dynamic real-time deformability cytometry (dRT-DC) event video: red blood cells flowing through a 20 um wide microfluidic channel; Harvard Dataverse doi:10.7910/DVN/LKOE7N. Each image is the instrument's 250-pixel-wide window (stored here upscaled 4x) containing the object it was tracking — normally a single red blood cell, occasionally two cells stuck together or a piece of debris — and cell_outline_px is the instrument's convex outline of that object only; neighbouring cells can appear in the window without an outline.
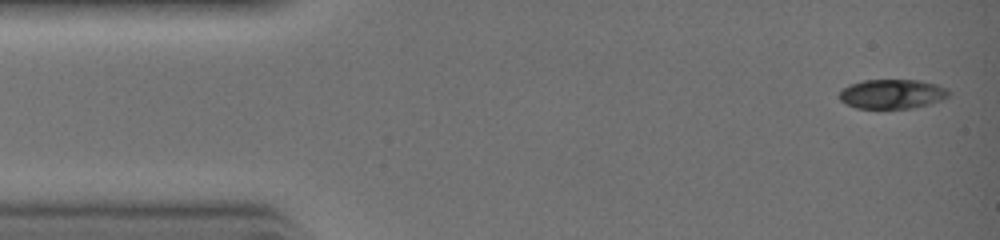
{"species": "common noctule bat (a hibernating species)", "species_latin": "Nyctalus noctula", "temperature_condition": "warm", "stored_images_in_passage": 32, "camera_frame_rate_fps": 3000, "um_per_image_px": 0.085, "animal": {"sex": "female", "body_mass_g": 19.0, "forearm_length_mm": 51.5}, "frame": {"image": 1, "passage_image": 1, "time_ms": 0.0, "image_size_px": [1000, 240], "cell_outline_px": [[952, 92], [948, 96], [940, 100], [928, 104], [912, 108], [856, 108], [840, 100], [836, 96], [848, 84], [864, 80], [920, 80], [936, 84], [948, 88]], "centroid_in_image_um": [75.83, 7.98], "position_along_channel_um": 9.2, "area_um2": 18.84}}
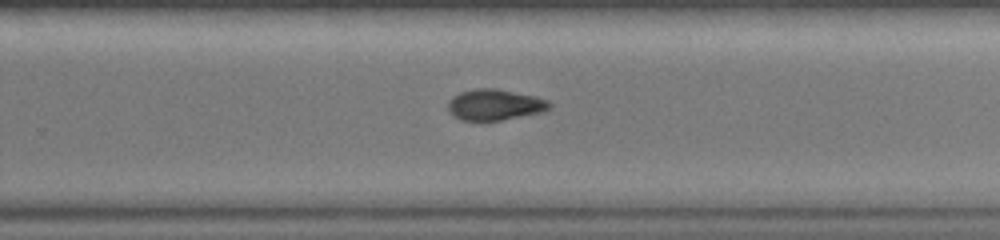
{"frame": {"image": 2, "passage_image": 20, "time_ms": 6.333, "image_size_px": [1000, 240], "cell_outline_px": [[552, 108], [544, 112], [500, 120], [460, 120], [452, 116], [448, 112], [448, 104], [460, 92], [476, 88], [496, 88], [536, 96], [548, 100], [552, 104]], "centroid_in_image_um": [42.1, 8.9], "position_along_channel_um": 287.7, "area_um2": 18.38}}
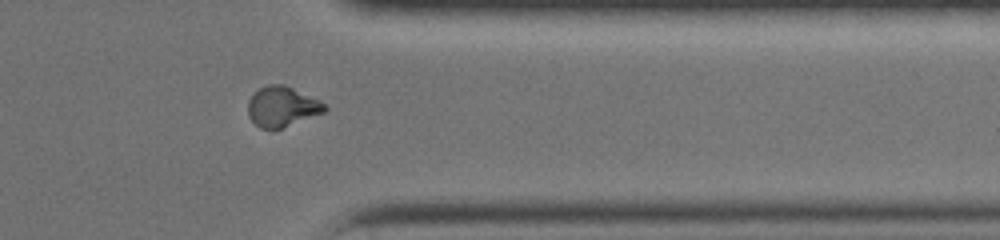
{"frame": {"image": 3, "passage_image": 25, "time_ms": 8.0, "image_size_px": [1000, 240], "cell_outline_px": [[328, 108], [324, 112], [280, 128], [260, 128], [248, 116], [248, 100], [260, 88], [268, 84], [284, 84], [320, 100], [328, 104]], "centroid_in_image_um": [24.0, 9.04], "position_along_channel_um": 387.4, "area_um2": 17.74}}